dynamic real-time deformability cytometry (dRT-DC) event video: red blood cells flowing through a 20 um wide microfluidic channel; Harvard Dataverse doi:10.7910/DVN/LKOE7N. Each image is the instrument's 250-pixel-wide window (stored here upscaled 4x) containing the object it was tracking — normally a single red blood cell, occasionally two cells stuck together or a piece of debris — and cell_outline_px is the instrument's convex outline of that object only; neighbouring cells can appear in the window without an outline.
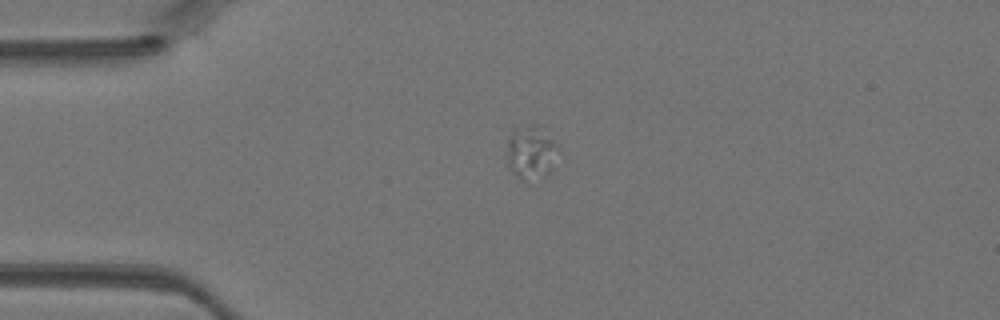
{"species": "Egyptian fruit bat (a non-hibernating species)", "species_latin": "Rousettus aegyptiacus", "temperature_condition": "warm", "stored_images_in_passage": 23, "camera_frame_rate_fps": 3000, "um_per_image_px": 0.085, "animal": {"sex": "female"}, "frame": {"image": 1, "passage_image": 1, "time_ms": 0.0, "image_size_px": [1000, 320], "cell_outline_px": [[556, 148], [552, 168], [548, 172], [524, 180], [520, 180], [512, 172], [508, 164], [508, 136], [512, 132], [528, 124], [536, 124], [556, 144]], "centroid_in_image_um": [45.08, 12.93], "position_along_channel_um": 39.9, "area_um2": 15.03}}
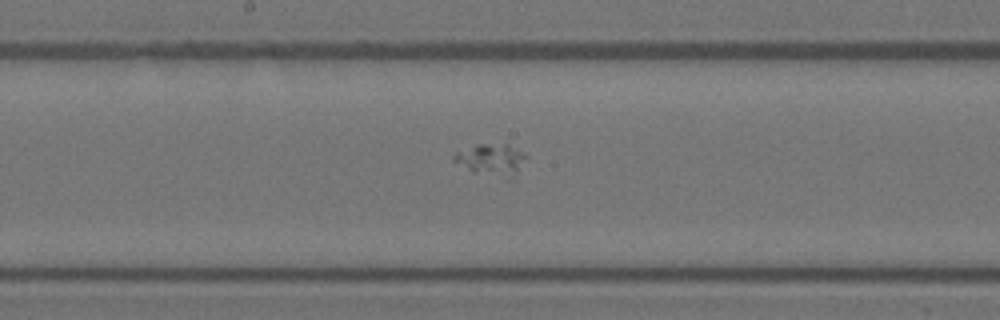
{"frame": {"image": 2, "passage_image": 14, "time_ms": 4.333, "image_size_px": [1000, 320], "cell_outline_px": [[528, 156], [508, 180], [504, 180], [472, 172], [452, 160], [452, 156], [456, 152], [476, 144], [508, 144]], "centroid_in_image_um": [41.72, 13.59], "position_along_channel_um": 206.5, "area_um2": 13.35}}
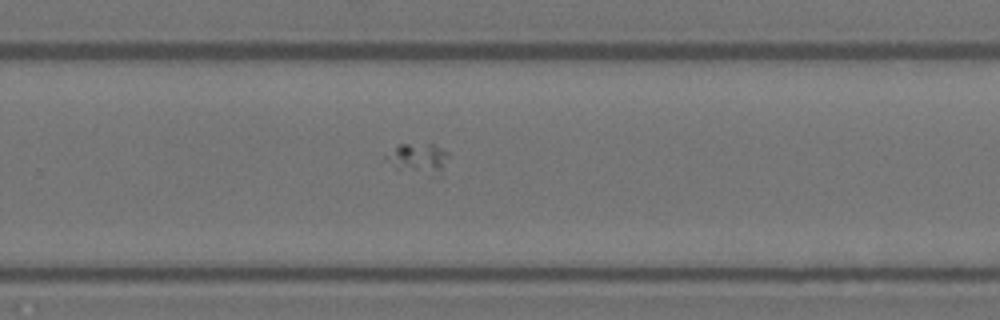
{"frame": {"image": 3, "passage_image": 20, "time_ms": 6.333, "image_size_px": [1000, 320], "cell_outline_px": [[448, 156], [440, 168], [432, 176], [396, 168], [384, 160], [384, 156], [400, 144], [432, 144], [448, 152]], "centroid_in_image_um": [35.47, 13.44], "position_along_channel_um": 294.3, "area_um2": 10.52}}